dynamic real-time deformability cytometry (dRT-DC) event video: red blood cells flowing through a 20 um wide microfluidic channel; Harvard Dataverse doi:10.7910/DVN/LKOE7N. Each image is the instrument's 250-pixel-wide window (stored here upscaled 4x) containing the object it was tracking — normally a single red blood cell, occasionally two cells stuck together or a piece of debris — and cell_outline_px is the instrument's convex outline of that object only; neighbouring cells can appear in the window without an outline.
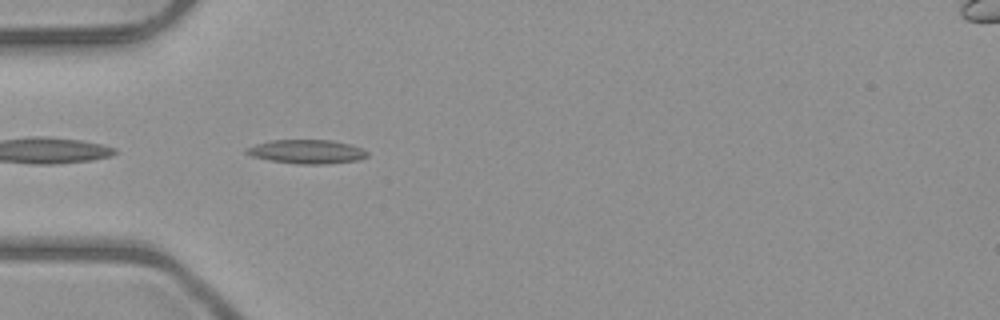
{"species": "common noctule bat (a hibernating species)", "species_latin": "Nyctalus noctula", "temperature_condition": "room temperature", "stored_images_in_passage": 3, "camera_frame_rate_fps": 3000, "um_per_image_px": 0.085, "animal": {"sex": "male", "body_mass_g": 23.1, "forearm_length_mm": 52.7}, "frame": {"image": 1, "passage_image": 3, "time_ms": 2.333, "image_size_px": [1000, 320], "cell_outline_px": [[368, 156], [360, 160], [324, 164], [300, 164], [272, 160], [252, 156], [244, 152], [248, 148], [256, 144], [272, 140], [332, 140], [352, 144], [368, 152]], "centroid_in_image_um": [26.14, 12.88], "position_along_channel_um": 58.9, "area_um2": 16.7}}